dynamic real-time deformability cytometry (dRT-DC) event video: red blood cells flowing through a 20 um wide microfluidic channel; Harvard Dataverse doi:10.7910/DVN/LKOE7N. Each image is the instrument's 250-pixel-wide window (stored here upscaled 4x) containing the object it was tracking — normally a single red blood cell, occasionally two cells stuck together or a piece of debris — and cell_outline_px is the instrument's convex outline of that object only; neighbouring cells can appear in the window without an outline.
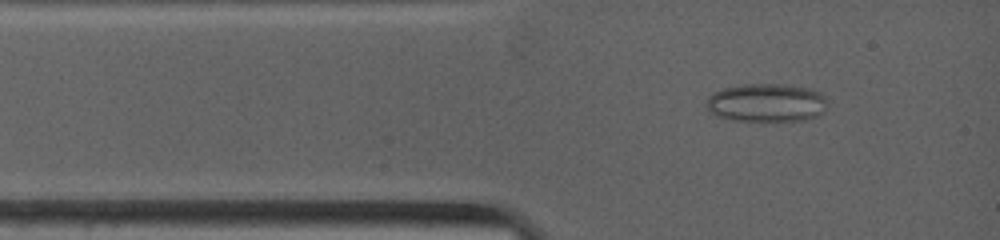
{"species": "common noctule bat (a hibernating species)", "species_latin": "Nyctalus noctula", "temperature_condition": "warm", "stored_images_in_passage": 7, "camera_frame_rate_fps": 4500, "um_per_image_px": 0.085, "animal": {"sex": "female", "body_mass_g": 19.0, "forearm_length_mm": 53.3}, "frame": {"image": 1, "passage_image": 1, "time_ms": 0.0, "image_size_px": [1000, 240], "cell_outline_px": [[824, 112], [820, 116], [804, 120], [776, 124], [732, 120], [716, 116], [708, 112], [704, 104], [708, 96], [712, 92], [724, 88], [744, 84], [784, 84], [808, 88], [820, 92], [824, 96]], "centroid_in_image_um": [65.1, 8.79], "position_along_channel_um": 19.9, "area_um2": 28.21}}
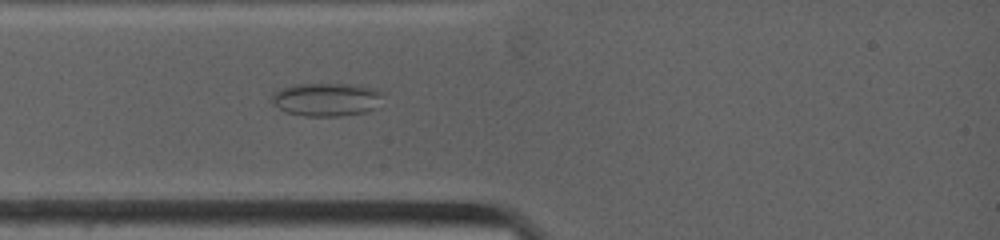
{"frame": {"image": 2, "passage_image": 3, "time_ms": 1.333, "image_size_px": [1000, 240], "cell_outline_px": [[384, 92], [376, 108], [364, 112], [340, 116], [304, 116], [284, 112], [272, 104], [272, 92], [280, 88], [292, 84], [360, 84], [376, 88]], "centroid_in_image_um": [27.74, 8.44], "position_along_channel_um": 57.3, "area_um2": 22.02}}
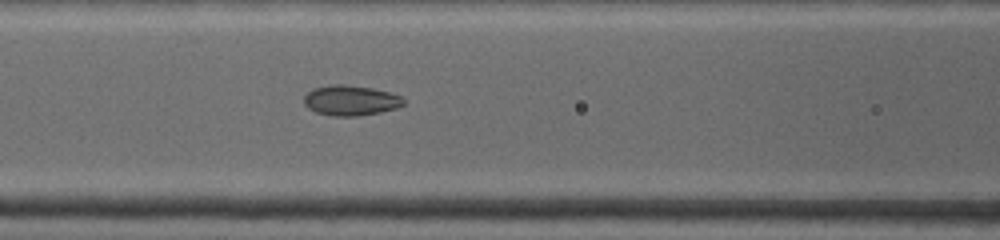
{"frame": {"image": 3, "passage_image": 7, "time_ms": 3.333, "image_size_px": [1000, 240], "cell_outline_px": [[404, 104], [396, 108], [380, 112], [356, 116], [332, 116], [316, 112], [308, 108], [304, 104], [304, 96], [312, 88], [332, 84], [344, 84], [372, 88], [404, 96]], "centroid_in_image_um": [29.8, 8.53], "position_along_channel_um": 136.8, "area_um2": 17.63}}